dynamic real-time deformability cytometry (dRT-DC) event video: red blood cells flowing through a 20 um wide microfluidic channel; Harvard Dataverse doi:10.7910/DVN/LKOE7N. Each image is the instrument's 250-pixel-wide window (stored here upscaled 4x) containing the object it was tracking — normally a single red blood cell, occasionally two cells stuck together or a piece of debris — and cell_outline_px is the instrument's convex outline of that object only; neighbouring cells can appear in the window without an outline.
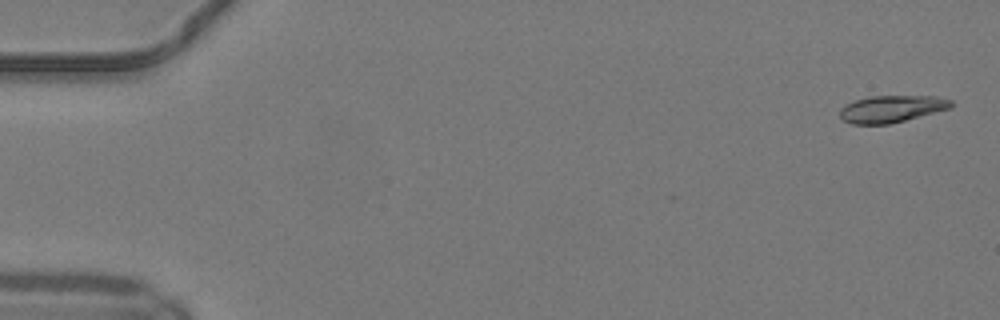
{"species": "common noctule bat (a hibernating species)", "species_latin": "Nyctalus noctula", "temperature_condition": "warm", "stored_images_in_passage": 9, "camera_frame_rate_fps": 3000, "um_per_image_px": 0.085, "animal": {"sex": "male", "body_mass_g": 19.2, "forearm_length_mm": 51.8}, "frame": {"image": 1, "passage_image": 2, "time_ms": 0.333, "image_size_px": [1000, 320], "cell_outline_px": [[956, 104], [952, 108], [888, 124], [852, 124], [844, 120], [840, 116], [840, 108], [844, 104], [868, 96], [936, 96], [952, 100]], "centroid_in_image_um": [75.81, 9.24], "position_along_channel_um": 9.2, "area_um2": 17.57}}